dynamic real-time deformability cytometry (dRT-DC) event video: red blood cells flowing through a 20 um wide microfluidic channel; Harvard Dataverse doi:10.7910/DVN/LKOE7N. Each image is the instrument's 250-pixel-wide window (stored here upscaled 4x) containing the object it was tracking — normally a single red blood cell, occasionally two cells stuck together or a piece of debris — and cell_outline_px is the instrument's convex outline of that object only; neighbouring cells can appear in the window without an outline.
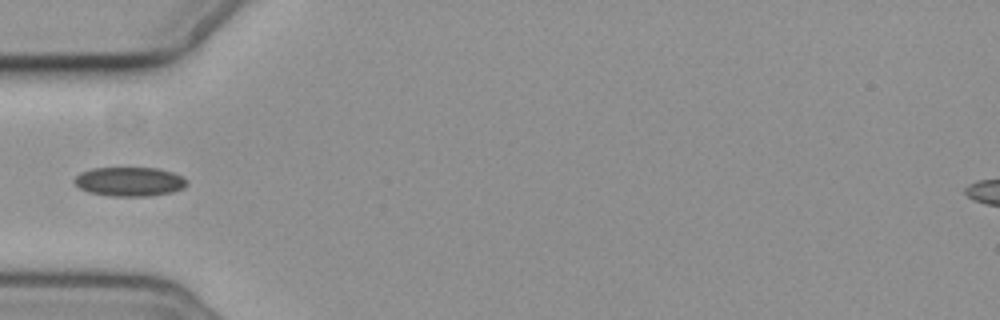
{"species": "common noctule bat (a hibernating species)", "species_latin": "Nyctalus noctula", "temperature_condition": "cold", "stored_images_in_passage": 8, "camera_frame_rate_fps": 3000, "um_per_image_px": 0.085, "animal": {"sex": "female", "body_mass_g": 19.3, "forearm_length_mm": 54.1}, "frame": {"image": 1, "passage_image": 4, "time_ms": 3.667, "image_size_px": [1000, 320], "cell_outline_px": [[188, 184], [184, 188], [172, 192], [148, 196], [112, 196], [88, 192], [80, 188], [72, 180], [80, 172], [92, 168], [156, 168], [172, 172], [184, 176], [188, 180]], "centroid_in_image_um": [11.03, 15.43], "position_along_channel_um": 74.0, "area_um2": 19.25}}
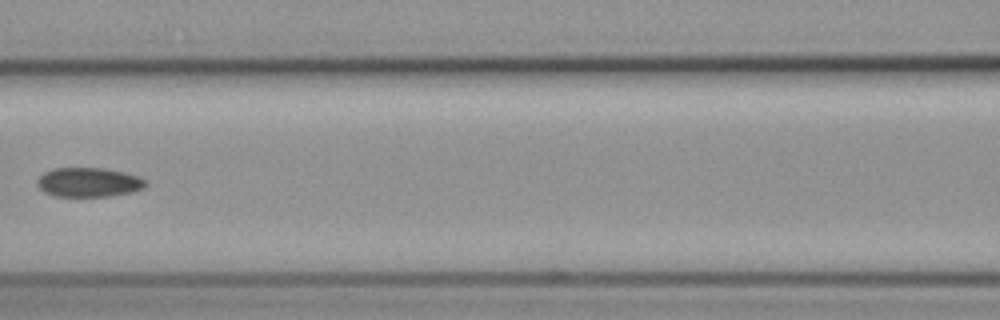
{"frame": {"image": 2, "passage_image": 6, "time_ms": 6.0, "image_size_px": [1000, 320], "cell_outline_px": [[148, 184], [144, 188], [132, 192], [112, 196], [52, 196], [44, 192], [36, 184], [40, 176], [44, 172], [52, 168], [104, 168], [124, 172], [140, 176], [148, 180]], "centroid_in_image_um": [7.58, 15.49], "position_along_channel_um": 159.0, "area_um2": 18.79}}
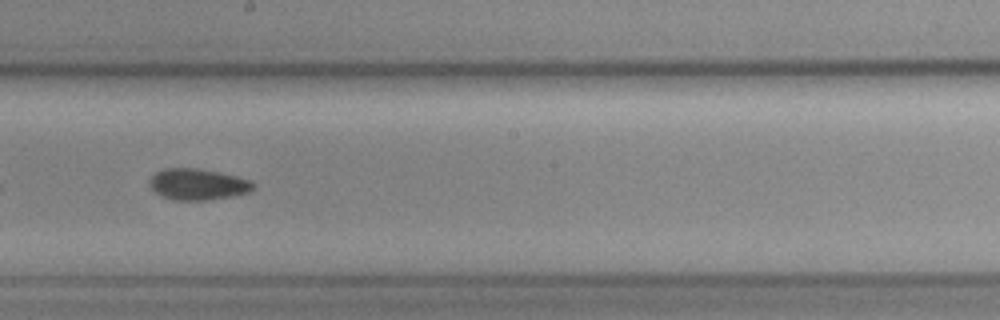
{"frame": {"image": 3, "passage_image": 8, "time_ms": 8.0, "image_size_px": [1000, 320], "cell_outline_px": [[256, 184], [248, 192], [232, 196], [208, 200], [172, 200], [156, 192], [148, 184], [148, 180], [156, 172], [164, 168], [196, 168], [220, 172], [236, 176], [248, 180]], "centroid_in_image_um": [16.78, 15.66], "position_along_channel_um": 231.4, "area_um2": 18.79}}